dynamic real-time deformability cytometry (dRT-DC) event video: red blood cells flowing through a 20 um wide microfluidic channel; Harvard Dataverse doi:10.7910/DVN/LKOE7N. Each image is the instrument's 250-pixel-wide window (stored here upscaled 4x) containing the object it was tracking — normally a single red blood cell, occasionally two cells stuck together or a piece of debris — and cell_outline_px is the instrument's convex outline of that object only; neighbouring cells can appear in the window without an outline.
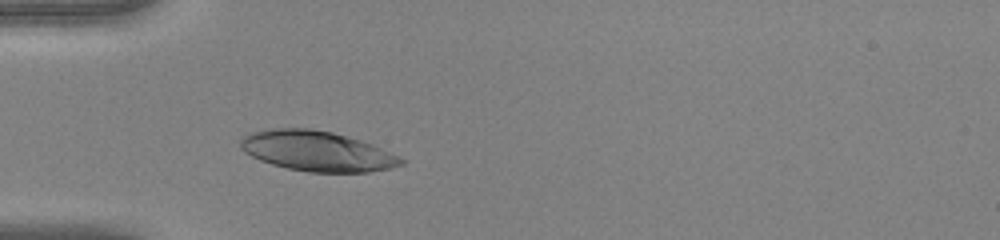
{"species": "human", "species_latin": "Homo sapiens", "temperature_condition": "warm", "stored_images_in_passage": 39, "camera_frame_rate_fps": 3000, "um_per_image_px": 0.085, "donor": {"sex": "female"}, "frame": {"image": 1, "passage_image": 6, "time_ms": 1.667, "image_size_px": [1000, 240], "cell_outline_px": [[380, 168], [360, 172], [316, 172], [292, 168], [276, 164], [264, 160], [248, 152], [252, 136], [264, 132], [328, 132], [340, 136], [348, 140]], "centroid_in_image_um": [26.39, 12.91], "position_along_channel_um": 58.6, "area_um2": 27.98}}
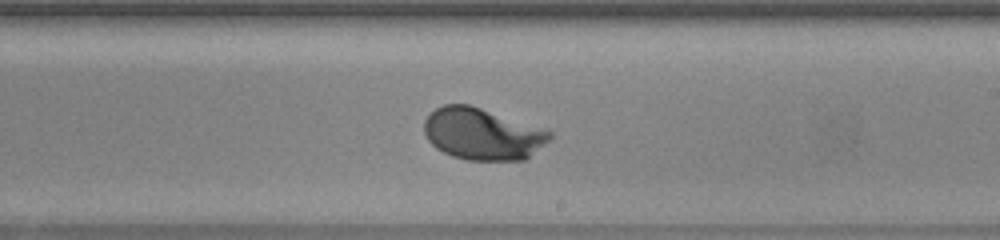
{"frame": {"image": 2, "passage_image": 20, "time_ms": 6.333, "image_size_px": [1000, 240], "cell_outline_px": [[548, 136], [524, 156], [508, 160], [480, 160], [460, 156], [448, 152], [440, 148], [428, 136], [428, 116], [432, 112], [448, 104], [464, 104], [476, 108]], "centroid_in_image_um": [40.79, 11.39], "position_along_channel_um": 248.2, "area_um2": 32.66}}
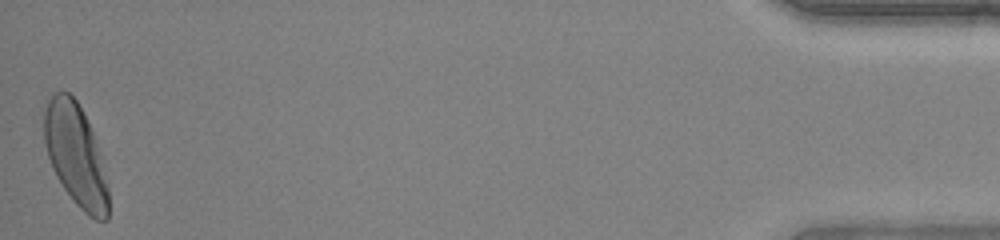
{"frame": {"image": 3, "passage_image": 39, "time_ms": 12.667, "image_size_px": [1000, 240], "cell_outline_px": [[108, 216], [104, 220], [92, 216], [68, 192], [60, 180], [52, 164], [48, 152], [48, 108], [68, 92], [76, 100], [88, 124], [108, 196]], "centroid_in_image_um": [6.48, 13.29], "position_along_channel_um": 428.7, "area_um2": 33.0}}